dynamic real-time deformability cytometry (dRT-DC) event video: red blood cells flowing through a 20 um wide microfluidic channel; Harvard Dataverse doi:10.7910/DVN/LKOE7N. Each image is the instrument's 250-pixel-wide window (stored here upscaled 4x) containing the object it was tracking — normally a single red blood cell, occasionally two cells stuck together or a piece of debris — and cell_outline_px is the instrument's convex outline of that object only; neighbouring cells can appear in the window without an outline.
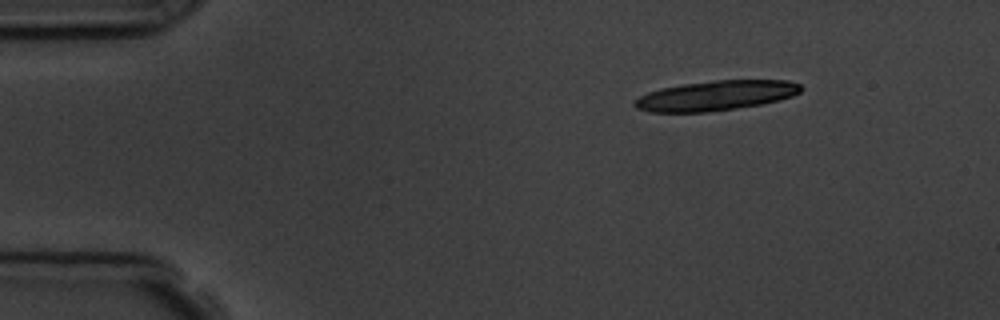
{"species": "common noctule bat (a hibernating species)", "species_latin": "Nyctalus noctula", "temperature_condition": "room temperature", "stored_images_in_passage": 14, "camera_frame_rate_fps": 3000, "um_per_image_px": 0.085, "animal": {"sex": "male", "body_mass_g": 19.5, "forearm_length_mm": 54.6}, "frame": {"image": 1, "passage_image": 1, "time_ms": 0.0, "image_size_px": [1000, 320], "cell_outline_px": [[804, 88], [800, 92], [792, 96], [760, 104], [704, 112], [648, 112], [636, 108], [632, 104], [640, 96], [648, 92], [660, 88], [684, 84], [716, 80], [788, 80], [800, 84]], "centroid_in_image_um": [60.83, 8.11], "position_along_channel_um": 24.2, "area_um2": 28.67}, "authors_computed_cell_mechanics": {"area_um2": 18.1492, "velocity_mm_per_s": 3.7535, "shape_relaxation_time_tau1_ms": 2.2624, "shape_relaxation_time_tau2_ms": null, "deformation_change_tau1": 0.0703, "deformation_change_tau2": null}}